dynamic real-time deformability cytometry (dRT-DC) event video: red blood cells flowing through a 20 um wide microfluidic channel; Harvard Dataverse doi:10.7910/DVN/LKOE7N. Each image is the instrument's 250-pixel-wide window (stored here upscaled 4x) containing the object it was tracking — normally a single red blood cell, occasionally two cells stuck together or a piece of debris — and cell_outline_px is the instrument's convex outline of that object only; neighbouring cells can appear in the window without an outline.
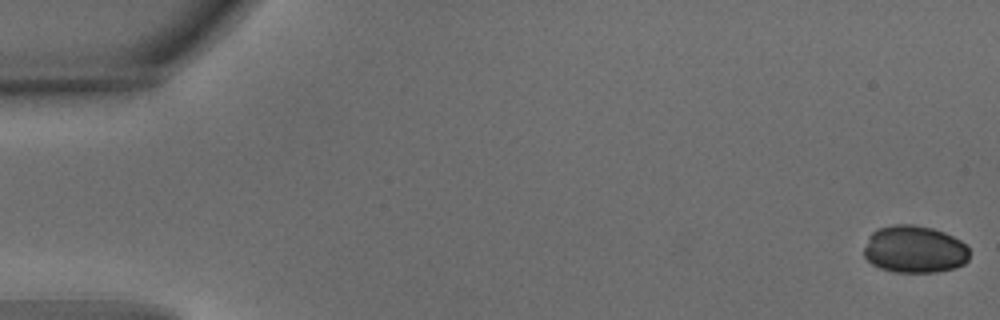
{"species": "common noctule bat (a hibernating species)", "species_latin": "Nyctalus noctula", "temperature_condition": "warm", "stored_images_in_passage": 53, "camera_frame_rate_fps": 3000, "um_per_image_px": 0.085, "animal": {"sex": "male", "body_mass_g": 15.6}, "frame": {"image": 1, "passage_image": 1, "time_ms": 0.0, "image_size_px": [1000, 320], "cell_outline_px": [[968, 260], [964, 264], [956, 268], [936, 272], [896, 272], [880, 268], [872, 264], [864, 256], [864, 248], [868, 236], [876, 228], [892, 224], [912, 224], [932, 228], [944, 232], [960, 240], [968, 248]], "centroid_in_image_um": [77.71, 21.18], "position_along_channel_um": 7.3, "area_um2": 29.3}}
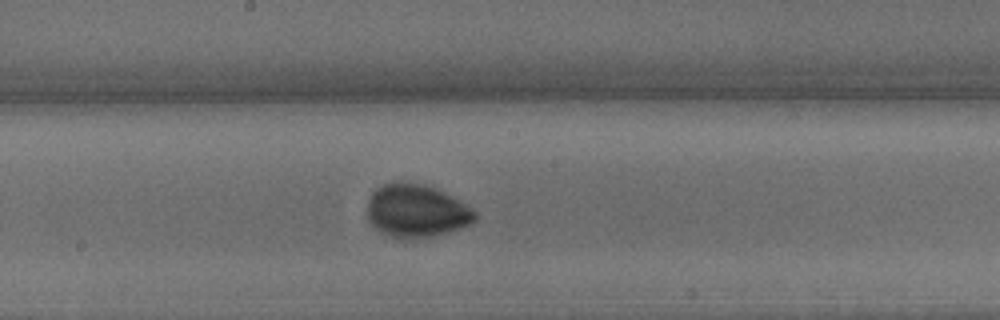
{"frame": {"image": 2, "passage_image": 29, "time_ms": 9.333, "image_size_px": [1000, 320], "cell_outline_px": [[476, 220], [472, 224], [448, 232], [432, 236], [388, 236], [380, 232], [368, 220], [368, 200], [372, 192], [380, 184], [392, 180], [404, 180], [424, 184], [436, 188], [452, 196], [472, 208], [476, 212]], "centroid_in_image_um": [35.38, 17.86], "position_along_channel_um": 212.8, "area_um2": 33.35}}
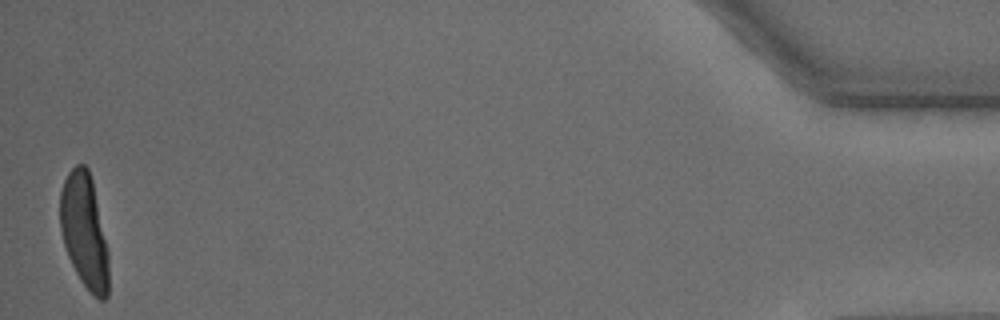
{"frame": {"image": 3, "passage_image": 53, "time_ms": 17.333, "image_size_px": [1000, 320], "cell_outline_px": [[108, 296], [104, 300], [100, 300], [80, 280], [68, 256], [64, 244], [60, 228], [60, 192], [64, 180], [68, 172], [76, 164], [84, 164], [88, 168], [92, 180], [108, 252]], "centroid_in_image_um": [7.16, 19.61], "position_along_channel_um": 428.0, "area_um2": 32.02}}